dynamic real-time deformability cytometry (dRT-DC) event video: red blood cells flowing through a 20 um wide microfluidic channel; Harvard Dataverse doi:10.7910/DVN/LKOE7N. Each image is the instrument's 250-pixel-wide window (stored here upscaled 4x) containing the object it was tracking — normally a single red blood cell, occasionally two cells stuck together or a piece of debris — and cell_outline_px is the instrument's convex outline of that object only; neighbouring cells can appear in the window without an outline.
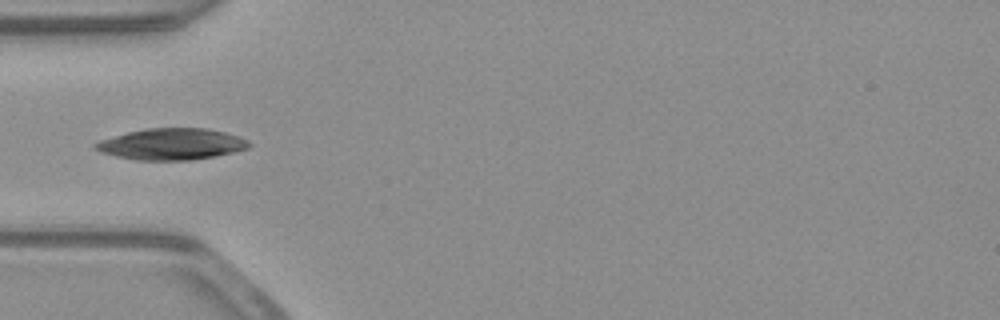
{"species": "common noctule bat (a hibernating species)", "species_latin": "Nyctalus noctula", "temperature_condition": "warm", "stored_images_in_passage": 29, "camera_frame_rate_fps": 3000, "um_per_image_px": 0.085, "animal": {"sex": "male", "body_mass_g": 23.1, "forearm_length_mm": 52.7}, "frame": {"image": 1, "passage_image": 1, "time_ms": 0.0, "image_size_px": [1000, 320], "cell_outline_px": [[252, 144], [248, 148], [236, 152], [216, 156], [192, 160], [136, 160], [116, 156], [100, 152], [92, 148], [92, 144], [100, 140], [128, 132], [148, 128], [204, 128], [224, 132], [240, 136], [248, 140]], "centroid_in_image_um": [14.6, 12.25], "position_along_channel_um": 70.4, "area_um2": 28.26}}
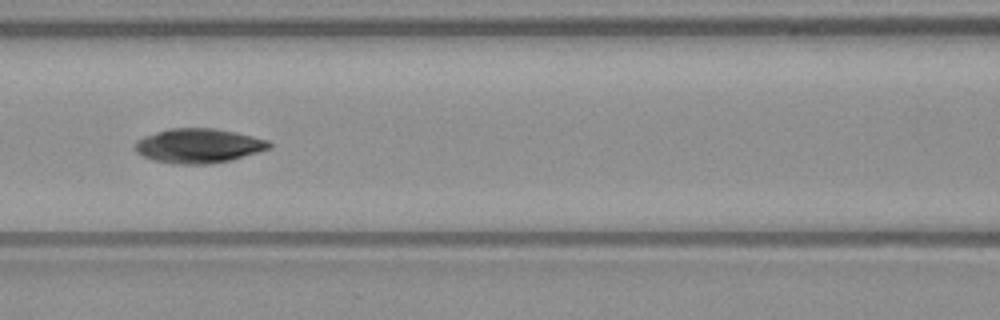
{"frame": {"image": 2, "passage_image": 7, "time_ms": 2.0, "image_size_px": [1000, 320], "cell_outline_px": [[272, 148], [232, 160], [208, 164], [172, 164], [156, 160], [144, 156], [136, 152], [136, 140], [144, 136], [168, 128], [216, 128], [236, 132], [268, 140], [272, 144]], "centroid_in_image_um": [16.91, 12.38], "position_along_channel_um": 149.7, "area_um2": 26.99}}
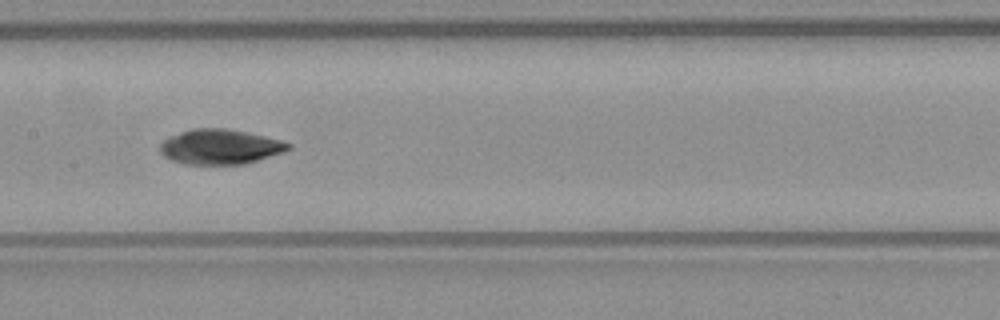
{"frame": {"image": 3, "passage_image": 10, "time_ms": 3.0, "image_size_px": [1000, 320], "cell_outline_px": [[292, 148], [284, 152], [244, 164], [184, 164], [172, 160], [164, 156], [160, 152], [160, 144], [168, 136], [180, 132], [196, 128], [224, 128], [264, 136], [280, 140], [292, 144]], "centroid_in_image_um": [18.7, 12.48], "position_along_channel_um": 188.7, "area_um2": 26.01}}